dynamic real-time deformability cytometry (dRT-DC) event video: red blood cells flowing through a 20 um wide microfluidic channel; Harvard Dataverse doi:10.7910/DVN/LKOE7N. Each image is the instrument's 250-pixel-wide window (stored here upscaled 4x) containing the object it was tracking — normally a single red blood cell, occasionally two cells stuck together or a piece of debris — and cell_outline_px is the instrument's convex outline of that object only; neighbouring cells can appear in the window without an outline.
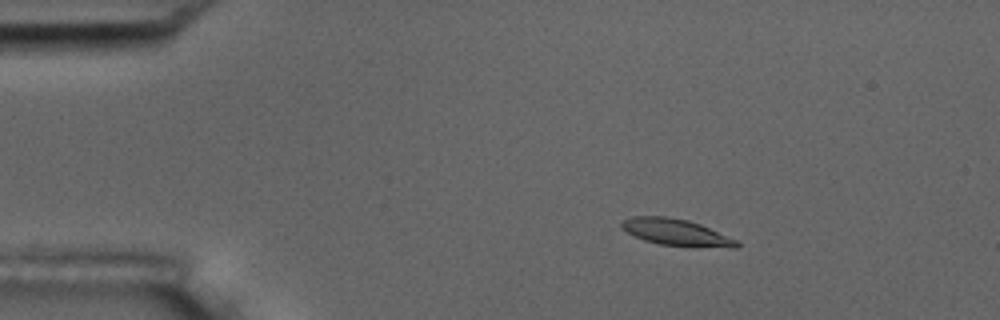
{"species": "common noctule bat (a hibernating species)", "species_latin": "Nyctalus noctula", "temperature_condition": "room temperature", "stored_images_in_passage": 4, "camera_frame_rate_fps": 3000, "um_per_image_px": 0.085, "animal": {"sex": "male", "body_mass_g": 17.5, "forearm_length_mm": 52.3}, "frame": {"image": 1, "passage_image": 2, "time_ms": 2.0, "image_size_px": [1000, 320], "cell_outline_px": [[740, 244], [736, 248], [732, 248], [660, 244], [644, 240], [620, 228], [620, 224], [624, 220], [632, 216], [668, 216], [688, 220], [700, 224], [736, 240]], "centroid_in_image_um": [57.45, 19.73], "position_along_channel_um": 27.6, "area_um2": 17.51}}